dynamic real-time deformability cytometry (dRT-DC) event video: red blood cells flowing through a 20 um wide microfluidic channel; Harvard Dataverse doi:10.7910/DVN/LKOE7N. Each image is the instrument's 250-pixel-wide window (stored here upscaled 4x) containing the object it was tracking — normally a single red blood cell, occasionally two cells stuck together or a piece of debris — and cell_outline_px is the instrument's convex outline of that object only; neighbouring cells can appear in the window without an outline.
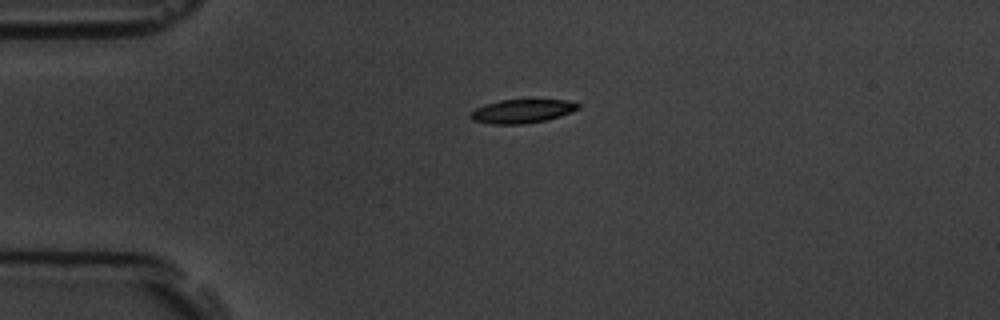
{"species": "common noctule bat (a hibernating species)", "species_latin": "Nyctalus noctula", "temperature_condition": "room temperature", "stored_images_in_passage": 45, "camera_frame_rate_fps": 3000, "um_per_image_px": 0.085, "animal": {"sex": "male", "body_mass_g": 19.5, "forearm_length_mm": 54.6}, "frame": {"image": 1, "passage_image": 1, "time_ms": 0.0, "image_size_px": [1000, 320], "cell_outline_px": [[580, 108], [560, 116], [544, 120], [524, 124], [492, 124], [472, 120], [468, 116], [468, 112], [476, 108], [500, 100], [564, 100], [580, 104]], "centroid_in_image_um": [44.33, 9.46], "position_along_channel_um": 40.7, "area_um2": 14.74}}
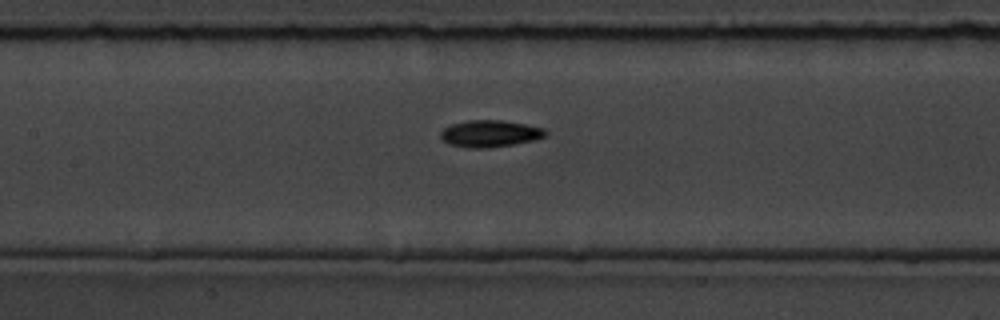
{"frame": {"image": 2, "passage_image": 14, "time_ms": 4.333, "image_size_px": [1000, 320], "cell_outline_px": [[548, 132], [544, 136], [536, 140], [488, 148], [468, 148], [448, 144], [440, 136], [440, 132], [444, 128], [452, 124], [468, 120], [500, 120], [524, 124], [544, 128]], "centroid_in_image_um": [41.64, 11.36], "position_along_channel_um": 165.8, "area_um2": 16.36}}
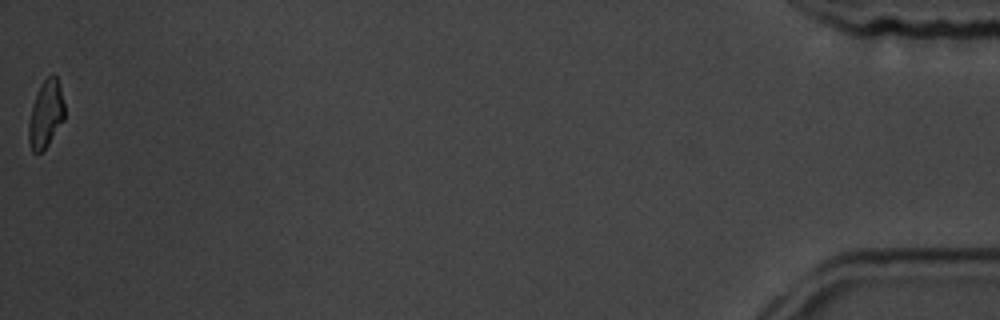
{"frame": {"image": 3, "passage_image": 45, "time_ms": 14.667, "image_size_px": [1000, 320], "cell_outline_px": [[64, 120], [48, 144], [40, 152], [32, 152], [28, 140], [28, 124], [32, 104], [40, 84], [52, 72], [56, 76], [60, 88], [64, 104]], "centroid_in_image_um": [3.88, 9.68], "position_along_channel_um": 431.3, "area_um2": 14.05}, "authors_computed_cell_mechanics": {"area_um2": 15.0858, "velocity_mm_per_s": 3.5424, "shape_relaxation_time_tau1_ms": 2.1009, "shape_relaxation_time_tau2_ms": 4.5633, "deformation_change_tau1": 0.1403, "deformation_change_tau2": 0.1017}}